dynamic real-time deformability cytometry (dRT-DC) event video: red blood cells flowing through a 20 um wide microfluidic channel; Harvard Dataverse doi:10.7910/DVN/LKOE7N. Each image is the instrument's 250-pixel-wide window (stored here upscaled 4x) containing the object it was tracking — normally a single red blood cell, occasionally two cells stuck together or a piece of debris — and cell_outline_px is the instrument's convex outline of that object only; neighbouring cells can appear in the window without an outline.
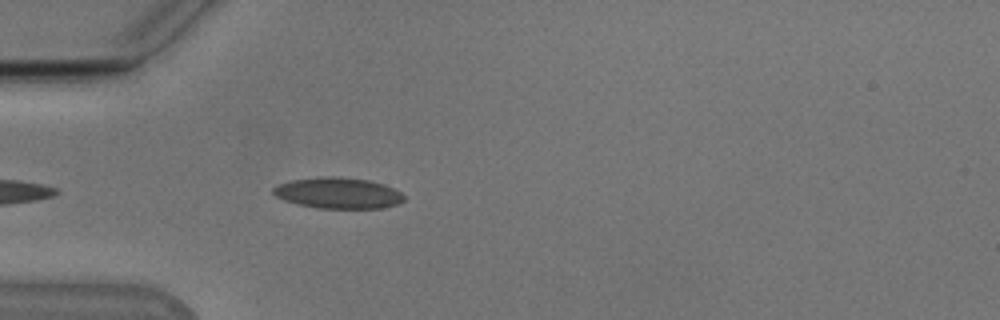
{"species": "Egyptian fruit bat (a non-hibernating species)", "species_latin": "Rousettus aegyptiacus", "temperature_condition": "cold", "stored_images_in_passage": 16, "camera_frame_rate_fps": 3000, "um_per_image_px": 0.085, "animal": {"sex": "male"}, "frame": {"image": 1, "passage_image": 3, "time_ms": 0.667, "image_size_px": [1000, 320], "cell_outline_px": [[404, 200], [396, 204], [380, 208], [316, 208], [284, 200], [276, 196], [272, 192], [272, 188], [280, 184], [292, 180], [320, 176], [336, 176], [368, 180], [384, 184], [400, 192], [404, 196]], "centroid_in_image_um": [28.73, 16.4], "position_along_channel_um": 56.3, "area_um2": 23.47}}
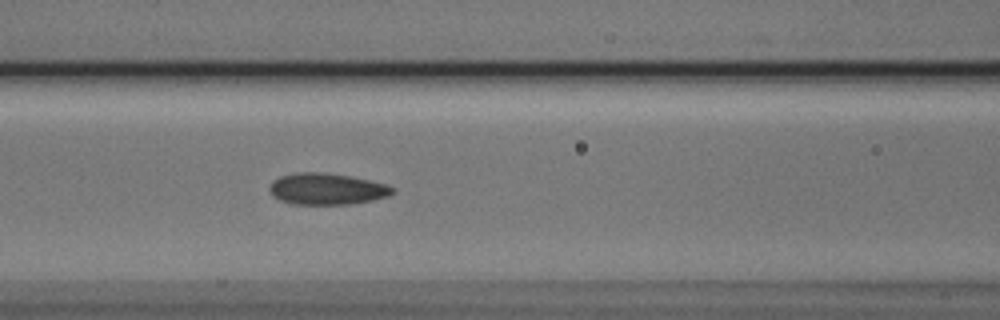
{"frame": {"image": 2, "passage_image": 10, "time_ms": 3.0, "image_size_px": [1000, 320], "cell_outline_px": [[396, 192], [388, 196], [372, 200], [348, 204], [292, 204], [280, 200], [272, 196], [268, 188], [272, 180], [280, 176], [296, 172], [324, 172], [352, 176], [384, 184], [392, 188]], "centroid_in_image_um": [27.72, 16.05], "position_along_channel_um": 138.9, "area_um2": 22.6}}